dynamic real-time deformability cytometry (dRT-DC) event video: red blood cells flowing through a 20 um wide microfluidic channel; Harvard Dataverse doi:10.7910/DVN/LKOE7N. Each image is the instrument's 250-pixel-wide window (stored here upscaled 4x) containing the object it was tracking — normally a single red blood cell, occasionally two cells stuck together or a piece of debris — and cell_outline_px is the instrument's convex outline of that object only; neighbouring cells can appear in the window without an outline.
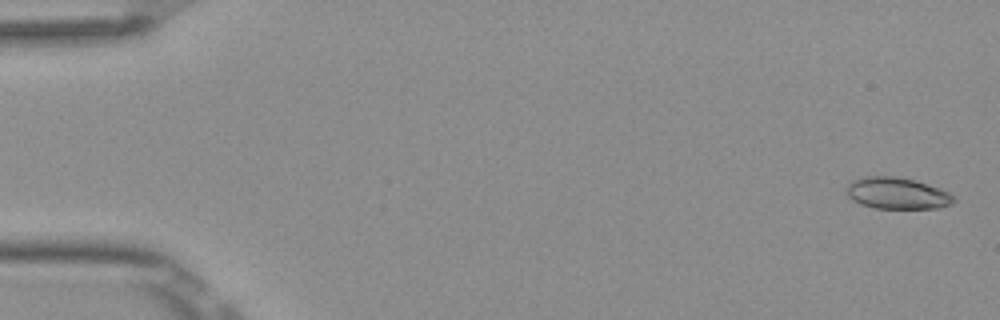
{"species": "Egyptian fruit bat (a non-hibernating species)", "species_latin": "Rousettus aegyptiacus", "temperature_condition": "room temperature", "stored_images_in_passage": 5, "camera_frame_rate_fps": 3000, "um_per_image_px": 0.085, "frame": {"image": 1, "passage_image": 1, "time_ms": 0.0, "image_size_px": [1000, 320], "cell_outline_px": [[956, 200], [952, 204], [940, 208], [876, 208], [860, 204], [852, 200], [848, 196], [844, 188], [848, 180], [864, 176], [892, 176], [916, 180], [940, 188], [956, 196]], "centroid_in_image_um": [76.22, 16.41], "position_along_channel_um": 8.8, "area_um2": 20.17}}
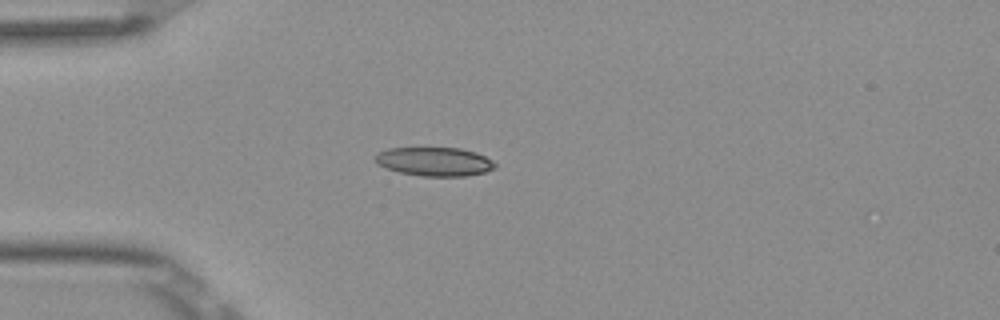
{"frame": {"image": 2, "passage_image": 5, "time_ms": 1.333, "image_size_px": [1000, 320], "cell_outline_px": [[496, 168], [484, 172], [468, 176], [420, 176], [400, 172], [376, 164], [376, 156], [380, 152], [388, 148], [460, 148], [476, 152], [492, 160], [496, 164]], "centroid_in_image_um": [36.97, 13.74], "position_along_channel_um": 48.0, "area_um2": 20.0}}